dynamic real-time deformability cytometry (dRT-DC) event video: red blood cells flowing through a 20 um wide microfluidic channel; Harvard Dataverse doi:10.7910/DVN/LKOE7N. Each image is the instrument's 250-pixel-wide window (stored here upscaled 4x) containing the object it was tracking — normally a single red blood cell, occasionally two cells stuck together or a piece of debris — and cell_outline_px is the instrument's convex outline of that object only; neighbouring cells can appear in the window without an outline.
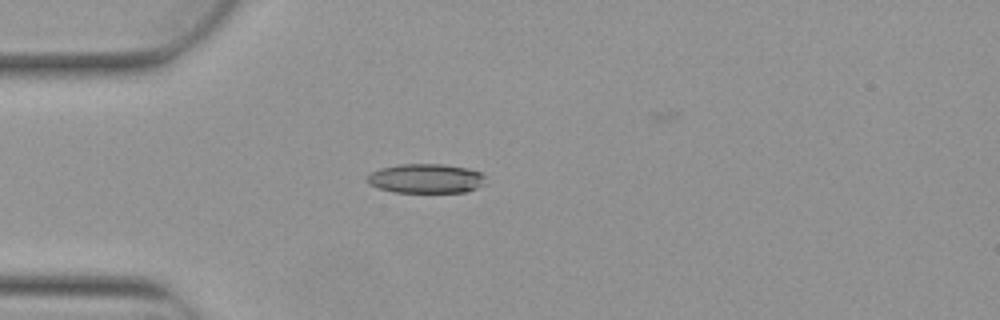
{"species": "Egyptian fruit bat (a non-hibernating species)", "species_latin": "Rousettus aegyptiacus", "temperature_condition": "warm", "stored_images_in_passage": 4, "camera_frame_rate_fps": 3000, "um_per_image_px": 0.085, "animal": {"sex": "female"}, "frame": {"image": 1, "passage_image": 2, "time_ms": 0.333, "image_size_px": [1000, 320], "cell_outline_px": [[488, 184], [464, 192], [392, 192], [368, 184], [368, 176], [372, 172], [380, 168], [400, 164], [444, 164], [468, 168], [480, 172], [484, 176]], "centroid_in_image_um": [36.25, 15.17], "position_along_channel_um": 48.7, "area_um2": 20.35}}